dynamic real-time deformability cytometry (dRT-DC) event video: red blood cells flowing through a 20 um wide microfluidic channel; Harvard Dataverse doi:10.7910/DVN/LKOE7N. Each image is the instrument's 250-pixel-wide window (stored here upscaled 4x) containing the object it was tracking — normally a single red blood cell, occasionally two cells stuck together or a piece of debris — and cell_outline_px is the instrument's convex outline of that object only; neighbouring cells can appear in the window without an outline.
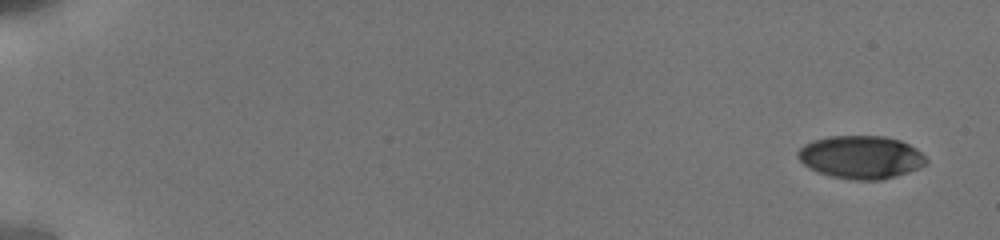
{"species": "human", "species_latin": "Homo sapiens", "temperature_condition": "cold", "stored_images_in_passage": 13, "camera_frame_rate_fps": 3000, "um_per_image_px": 0.085, "donor": {"sex": "male"}, "frame": {"image": 1, "passage_image": 1, "time_ms": 0.0, "image_size_px": [1000, 240], "cell_outline_px": [[928, 164], [920, 168], [896, 176], [880, 180], [852, 180], [832, 176], [820, 172], [804, 164], [796, 156], [796, 152], [804, 144], [812, 140], [828, 136], [884, 136], [900, 140], [916, 148], [928, 160]], "centroid_in_image_um": [73.19, 13.35], "position_along_channel_um": 11.8, "area_um2": 32.19}}
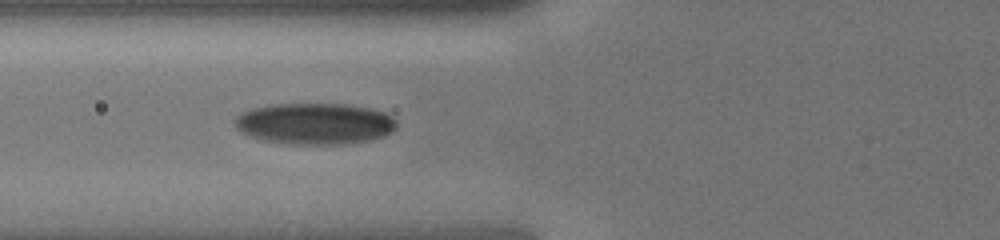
{"frame": {"image": 2, "passage_image": 10, "time_ms": 7.0, "image_size_px": [1000, 240], "cell_outline_px": [[396, 128], [392, 132], [384, 136], [368, 140], [348, 144], [296, 144], [264, 140], [248, 136], [240, 132], [236, 128], [232, 120], [240, 112], [248, 108], [268, 104], [344, 104], [372, 108], [384, 112], [392, 116], [396, 120]], "centroid_in_image_um": [26.71, 10.5], "position_along_channel_um": 99.1, "area_um2": 39.48}}
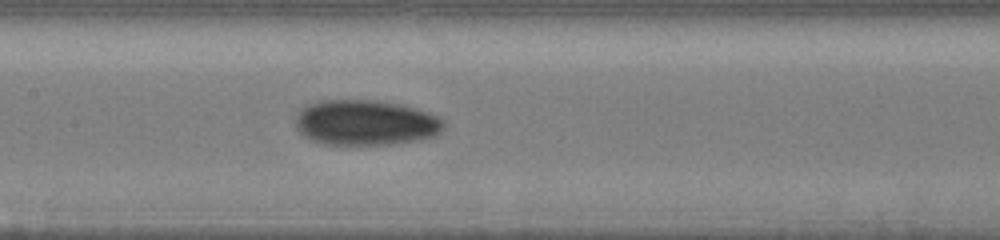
{"frame": {"image": 3, "passage_image": 13, "time_ms": 9.0, "image_size_px": [1000, 240], "cell_outline_px": [[444, 128], [436, 136], [392, 144], [324, 144], [308, 140], [296, 128], [296, 112], [300, 108], [308, 104], [320, 100], [376, 100], [400, 104], [416, 108], [440, 116], [444, 120]], "centroid_in_image_um": [31.06, 10.41], "position_along_channel_um": 176.3, "area_um2": 39.54}}